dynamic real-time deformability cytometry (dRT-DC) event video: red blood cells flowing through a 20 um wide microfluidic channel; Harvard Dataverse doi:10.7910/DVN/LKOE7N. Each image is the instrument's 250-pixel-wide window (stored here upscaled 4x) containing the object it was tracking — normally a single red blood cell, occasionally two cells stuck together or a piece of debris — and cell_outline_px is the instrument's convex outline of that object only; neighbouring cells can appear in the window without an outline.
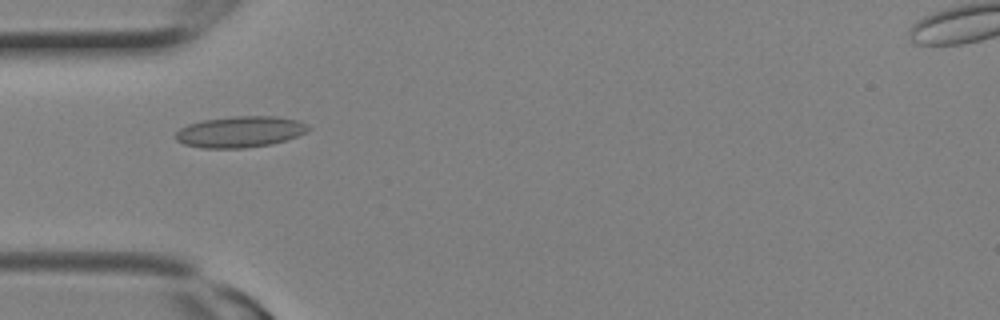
{"species": "Egyptian fruit bat (a non-hibernating species)", "species_latin": "Rousettus aegyptiacus", "temperature_condition": "room temperature", "stored_images_in_passage": 5, "camera_frame_rate_fps": 3000, "um_per_image_px": 0.085, "animal": {"sex": "female"}, "frame": {"image": 1, "passage_image": 1, "time_ms": 0.0, "image_size_px": [1000, 320], "cell_outline_px": [[312, 128], [296, 136], [272, 144], [244, 148], [200, 148], [184, 144], [176, 140], [176, 132], [180, 128], [188, 124], [204, 120], [232, 116], [276, 116], [300, 120], [308, 124]], "centroid_in_image_um": [20.42, 11.2], "position_along_channel_um": 64.6, "area_um2": 24.16}}
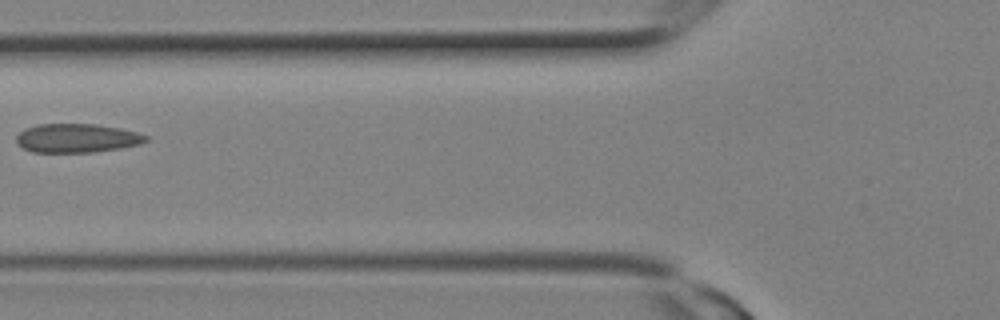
{"frame": {"image": 2, "passage_image": 3, "time_ms": 0.667, "image_size_px": [1000, 320], "cell_outline_px": [[148, 140], [140, 144], [120, 148], [92, 152], [32, 152], [16, 144], [16, 136], [24, 128], [40, 124], [96, 124], [120, 128], [136, 132], [148, 136]], "centroid_in_image_um": [6.52, 11.74], "position_along_channel_um": 119.3, "area_um2": 21.79}}
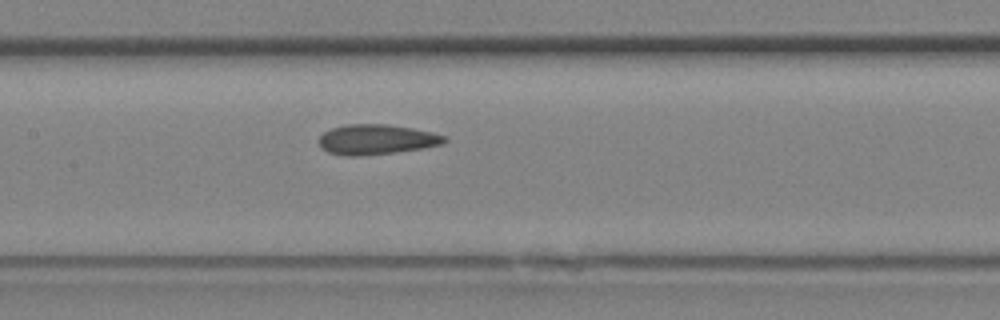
{"frame": {"image": 3, "passage_image": 5, "time_ms": 1.333, "image_size_px": [1000, 320], "cell_outline_px": [[448, 140], [444, 144], [424, 148], [396, 152], [356, 156], [348, 156], [328, 152], [320, 148], [316, 140], [324, 132], [332, 128], [348, 124], [388, 124], [412, 128], [432, 132], [444, 136]], "centroid_in_image_um": [31.98, 11.86], "position_along_channel_um": 175.4, "area_um2": 22.14}}